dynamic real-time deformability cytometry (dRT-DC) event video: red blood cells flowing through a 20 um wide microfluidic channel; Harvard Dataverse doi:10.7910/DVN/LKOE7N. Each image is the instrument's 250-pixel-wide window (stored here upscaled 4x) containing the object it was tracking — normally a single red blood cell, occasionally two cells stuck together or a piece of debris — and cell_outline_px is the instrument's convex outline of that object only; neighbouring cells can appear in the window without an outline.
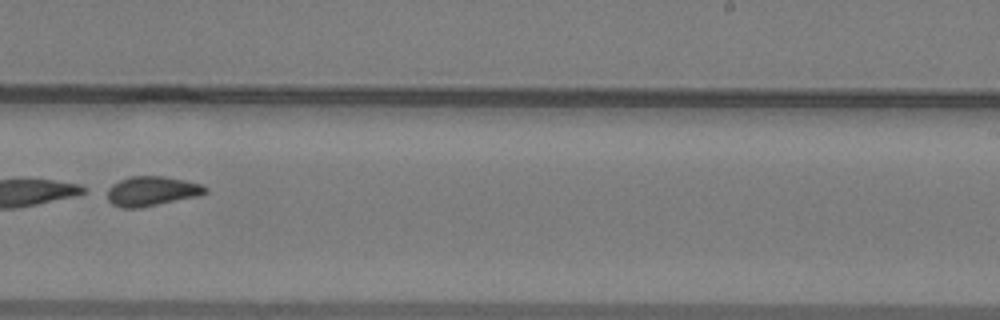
{"species": "common noctule bat (a hibernating species)", "species_latin": "Nyctalus noctula", "temperature_condition": "warm", "stored_images_in_passage": 48, "segment_of_instrument_passage": [2, 2], "camera_frame_rate_fps": 3000, "um_per_image_px": 0.085, "animal": {"sex": "male", "body_mass_g": 19.2, "forearm_length_mm": 51.8}, "frame": {"image": 1, "passage_image": 31, "time_ms": 10.0, "image_size_px": [1000, 320], "cell_outline_px": [[208, 192], [196, 196], [140, 208], [120, 208], [112, 204], [108, 200], [104, 188], [120, 180], [132, 176], [164, 176], [184, 180], [200, 184], [208, 188]], "centroid_in_image_um": [12.83, 16.25], "position_along_channel_um": 276.2, "area_um2": 17.05}}